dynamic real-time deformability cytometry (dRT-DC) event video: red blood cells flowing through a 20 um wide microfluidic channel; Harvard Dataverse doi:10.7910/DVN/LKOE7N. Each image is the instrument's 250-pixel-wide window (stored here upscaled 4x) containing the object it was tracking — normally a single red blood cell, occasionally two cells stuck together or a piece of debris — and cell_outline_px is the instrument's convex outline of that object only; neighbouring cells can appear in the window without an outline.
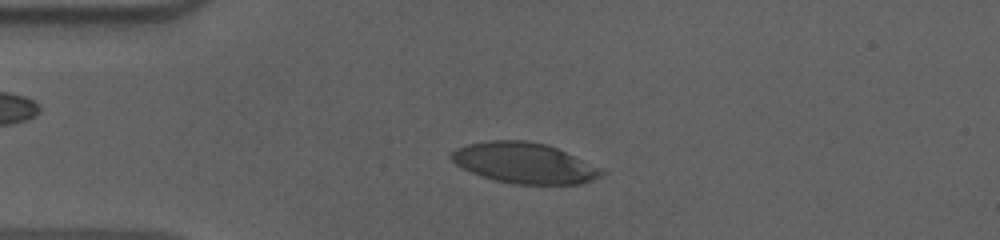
{"species": "human", "species_latin": "Homo sapiens", "temperature_condition": "cold", "stored_images_in_passage": 55, "camera_frame_rate_fps": 3000, "um_per_image_px": 0.085, "donor": {"sex": "male"}, "frame": {"image": 1, "passage_image": 12, "time_ms": 3.667, "image_size_px": [1000, 240], "cell_outline_px": [[604, 176], [580, 184], [512, 184], [496, 180], [460, 168], [448, 156], [456, 148], [468, 144], [492, 140], [524, 140], [548, 144], [600, 168], [604, 172]], "centroid_in_image_um": [44.55, 13.85], "position_along_channel_um": 40.4, "area_um2": 35.37}}
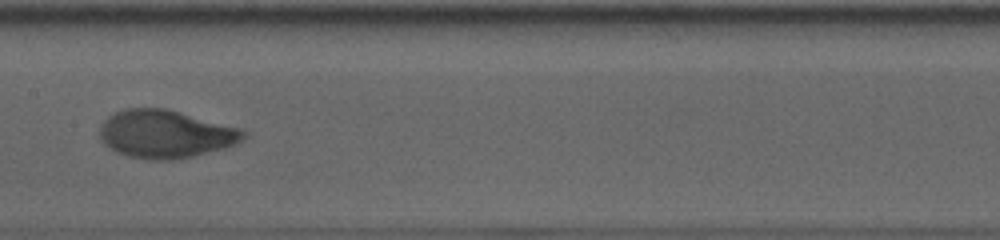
{"frame": {"image": 2, "passage_image": 27, "time_ms": 8.667, "image_size_px": [1000, 240], "cell_outline_px": [[248, 136], [244, 140], [236, 144], [224, 148], [192, 156], [172, 160], [148, 160], [128, 156], [116, 152], [108, 148], [100, 140], [100, 128], [104, 120], [112, 112], [124, 108], [164, 108], [244, 128], [248, 132]], "centroid_in_image_um": [14.09, 11.39], "position_along_channel_um": 193.3, "area_um2": 40.75}}
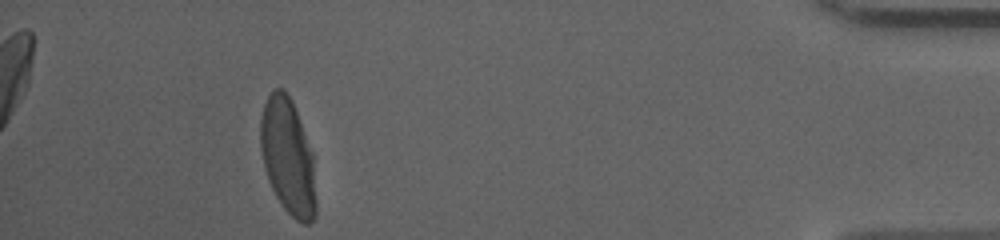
{"frame": {"image": 3, "passage_image": 50, "time_ms": 16.333, "image_size_px": [1000, 240], "cell_outline_px": [[316, 216], [308, 224], [304, 224], [296, 220], [284, 208], [276, 196], [268, 180], [260, 148], [260, 116], [264, 104], [272, 88], [284, 88], [292, 100], [312, 152], [316, 200]], "centroid_in_image_um": [24.46, 13.3], "position_along_channel_um": 410.7, "area_um2": 37.51}, "authors_computed_cell_mechanics": {"area_um2": 38.0902, "velocity_mm_per_s": 3.6205, "shape_relaxation_time_tau1_ms": 5.9873, "shape_relaxation_time_tau2_ms": null, "deformation_change_tau1": 0.2573, "deformation_change_tau2": null}}